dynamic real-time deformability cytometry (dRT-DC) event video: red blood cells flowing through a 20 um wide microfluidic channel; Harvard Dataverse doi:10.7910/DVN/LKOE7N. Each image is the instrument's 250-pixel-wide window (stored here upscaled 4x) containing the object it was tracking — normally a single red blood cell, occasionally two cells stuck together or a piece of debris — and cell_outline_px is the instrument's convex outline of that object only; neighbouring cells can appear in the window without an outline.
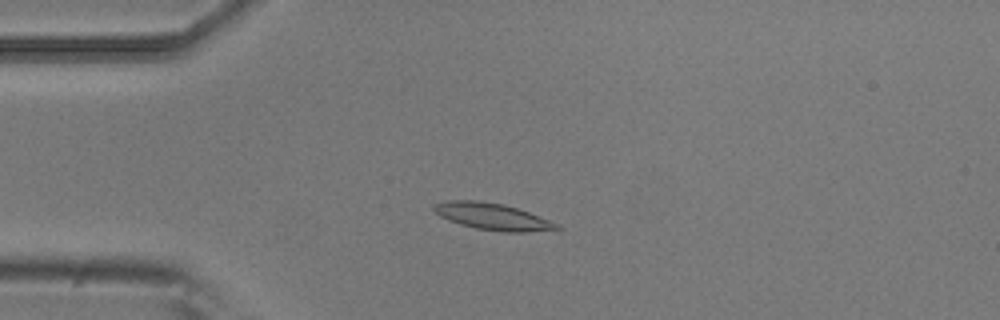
{"species": "common noctule bat (a hibernating species)", "species_latin": "Nyctalus noctula", "temperature_condition": "room temperature", "stored_images_in_passage": 6, "camera_frame_rate_fps": 3000, "um_per_image_px": 0.085, "animal": {"sex": "male", "body_mass_g": 20.5, "forearm_length_mm": 52.5}, "frame": {"image": 1, "passage_image": 4, "time_ms": 1.0, "image_size_px": [1000, 320], "cell_outline_px": [[564, 228], [524, 232], [504, 232], [476, 228], [460, 224], [448, 220], [440, 216], [432, 208], [432, 204], [448, 200], [480, 200], [504, 204], [528, 212], [560, 224]], "centroid_in_image_um": [41.84, 18.39], "position_along_channel_um": 43.2, "area_um2": 19.13}}
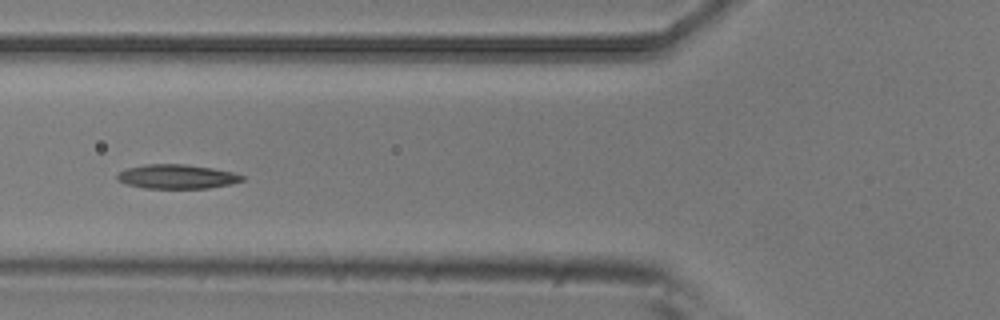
{"frame": {"image": 2, "passage_image": 6, "time_ms": 1.667, "image_size_px": [1000, 320], "cell_outline_px": [[244, 180], [232, 184], [208, 188], [144, 188], [128, 184], [116, 180], [116, 176], [120, 172], [128, 168], [148, 164], [184, 164], [212, 168], [232, 172], [244, 176]], "centroid_in_image_um": [15.05, 15.01], "position_along_channel_um": 110.7, "area_um2": 17.51}}